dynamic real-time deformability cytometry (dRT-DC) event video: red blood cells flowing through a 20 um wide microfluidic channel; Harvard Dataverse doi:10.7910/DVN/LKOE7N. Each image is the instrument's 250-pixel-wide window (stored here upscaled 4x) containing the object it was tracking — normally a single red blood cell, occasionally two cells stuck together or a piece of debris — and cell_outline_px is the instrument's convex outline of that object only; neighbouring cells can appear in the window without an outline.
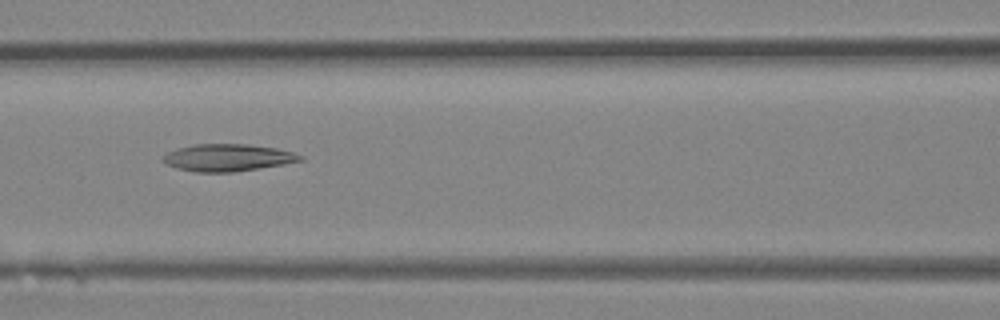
{"species": "Egyptian fruit bat (a non-hibernating species)", "species_latin": "Rousettus aegyptiacus", "temperature_condition": "room temperature", "stored_images_in_passage": 31, "camera_frame_rate_fps": 3000, "um_per_image_px": 0.085, "animal": {"sex": "female"}, "frame": {"image": 1, "passage_image": 9, "time_ms": 2.667, "image_size_px": [1000, 320], "cell_outline_px": [[304, 160], [284, 164], [232, 172], [196, 172], [176, 168], [164, 164], [164, 156], [168, 152], [176, 148], [196, 144], [248, 144], [276, 148], [292, 152], [304, 156]], "centroid_in_image_um": [19.35, 13.4], "position_along_channel_um": 147.2, "area_um2": 21.68}}
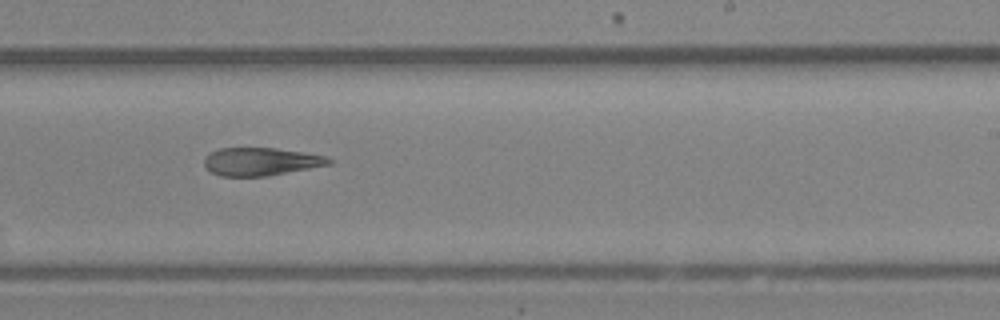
{"frame": {"image": 2, "passage_image": 16, "time_ms": 5.0, "image_size_px": [1000, 320], "cell_outline_px": [[332, 164], [268, 176], [220, 176], [212, 172], [204, 164], [204, 160], [212, 152], [220, 148], [276, 148], [304, 152], [328, 156], [332, 160]], "centroid_in_image_um": [22.23, 13.73], "position_along_channel_um": 266.8, "area_um2": 20.23}}
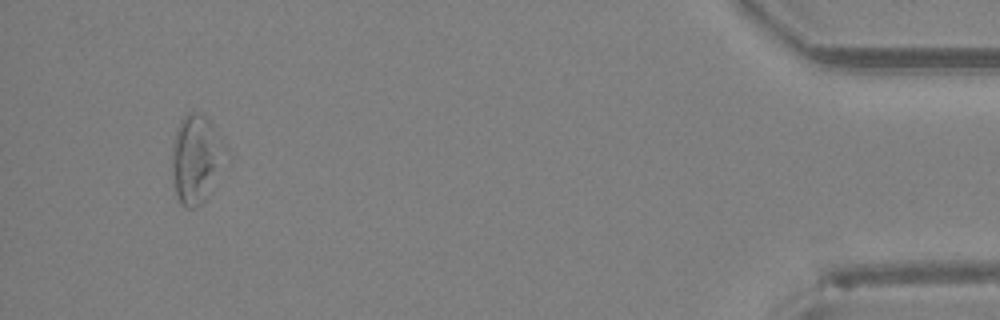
{"frame": {"image": 3, "passage_image": 29, "time_ms": 9.333, "image_size_px": [1000, 320], "cell_outline_px": [[232, 164], [204, 200], [196, 208], [184, 208], [180, 204], [176, 196], [172, 176], [172, 144], [180, 120], [188, 112], [200, 112], [208, 120], [228, 148], [232, 156]], "centroid_in_image_um": [16.79, 13.57], "position_along_channel_um": 418.4, "area_um2": 29.25}}